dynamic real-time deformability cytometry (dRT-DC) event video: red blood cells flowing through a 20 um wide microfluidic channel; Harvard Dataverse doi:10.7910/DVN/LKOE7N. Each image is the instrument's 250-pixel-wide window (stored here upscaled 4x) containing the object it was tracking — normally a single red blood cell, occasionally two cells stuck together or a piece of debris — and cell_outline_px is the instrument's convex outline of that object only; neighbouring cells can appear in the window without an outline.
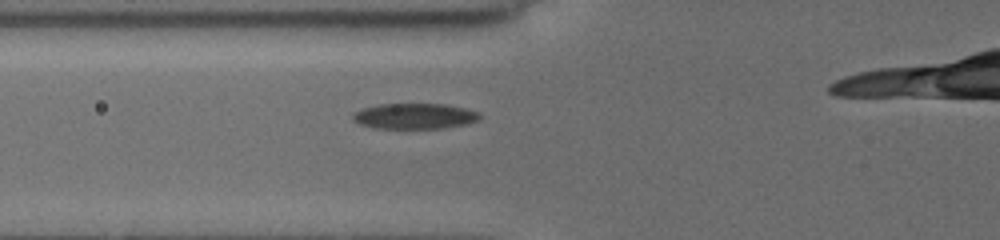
{"species": "common noctule bat (a hibernating species)", "species_latin": "Nyctalus noctula", "temperature_condition": "cold", "stored_images_in_passage": 4, "camera_frame_rate_fps": 3000, "um_per_image_px": 0.085, "animal": {"sex": "female", "body_mass_g": 19.5, "forearm_length_mm": 54.1}, "frame": {"image": 1, "passage_image": 4, "time_ms": 3.333, "image_size_px": [1000, 240], "cell_outline_px": [[480, 120], [468, 124], [440, 128], [372, 128], [360, 124], [352, 120], [352, 116], [360, 108], [376, 104], [448, 104], [480, 112]], "centroid_in_image_um": [35.24, 9.86], "position_along_channel_um": 90.6, "area_um2": 19.13}}